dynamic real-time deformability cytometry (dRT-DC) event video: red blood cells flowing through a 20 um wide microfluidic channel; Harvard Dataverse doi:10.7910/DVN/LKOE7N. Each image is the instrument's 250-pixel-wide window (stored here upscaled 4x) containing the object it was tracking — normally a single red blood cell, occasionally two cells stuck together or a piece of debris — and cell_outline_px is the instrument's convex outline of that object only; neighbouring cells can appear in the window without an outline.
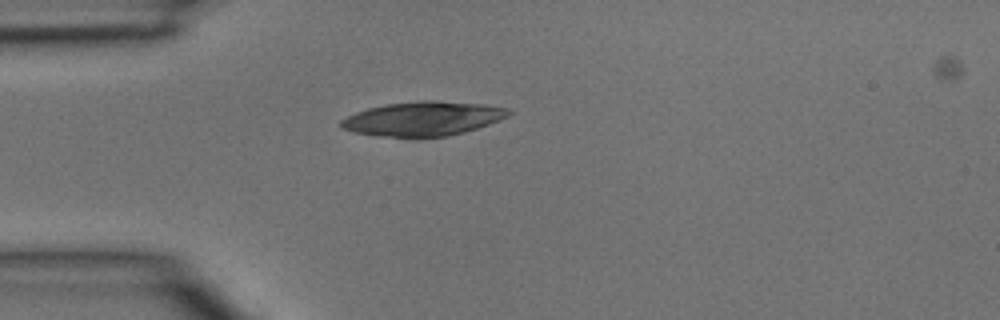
{"species": "common noctule bat (a hibernating species)", "species_latin": "Nyctalus noctula", "temperature_condition": "room temperature", "stored_images_in_passage": 1, "camera_frame_rate_fps": 3000, "um_per_image_px": 0.085, "animal": {"sex": "male", "body_mass_g": 15.6}, "frame": {"image": 1, "passage_image": 1, "time_ms": 0.0, "image_size_px": [1000, 320], "cell_outline_px": [[512, 112], [508, 116], [488, 124], [464, 132], [448, 136], [416, 140], [412, 140], [380, 136], [356, 132], [340, 128], [340, 120], [356, 112], [368, 108], [388, 104], [424, 100], [432, 100], [484, 104], [508, 108]], "centroid_in_image_um": [35.94, 10.12], "position_along_channel_um": 49.1, "area_um2": 33.99}}